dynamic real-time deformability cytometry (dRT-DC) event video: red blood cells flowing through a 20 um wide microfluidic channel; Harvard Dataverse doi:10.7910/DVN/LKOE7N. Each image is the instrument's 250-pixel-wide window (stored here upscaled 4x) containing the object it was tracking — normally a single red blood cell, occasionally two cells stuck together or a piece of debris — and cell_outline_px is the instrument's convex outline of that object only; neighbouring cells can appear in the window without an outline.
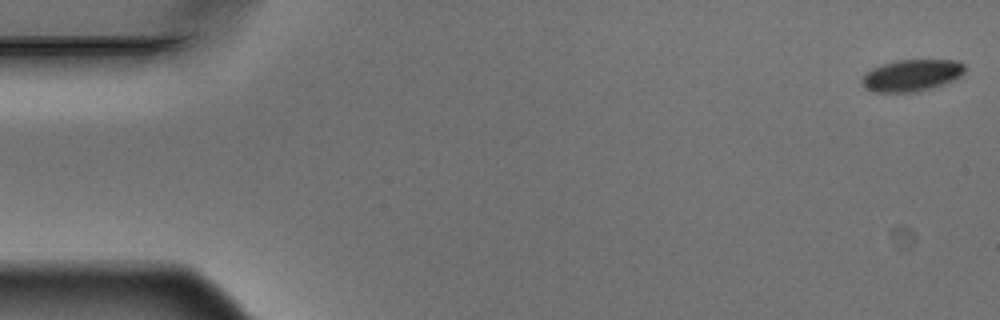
{"species": "Egyptian fruit bat (a non-hibernating species)", "species_latin": "Rousettus aegyptiacus", "temperature_condition": "warm", "stored_images_in_passage": 6, "segment_of_instrument_passage": [1, 2], "camera_frame_rate_fps": 3000, "um_per_image_px": 0.085, "animal": {"sex": "male"}, "frame": {"image": 1, "passage_image": 1, "time_ms": 0.0, "image_size_px": [1000, 320], "cell_outline_px": [[964, 72], [960, 76], [944, 84], [920, 92], [872, 92], [860, 80], [864, 72], [880, 64], [896, 60], [960, 60], [964, 64]], "centroid_in_image_um": [77.48, 6.4], "position_along_channel_um": 7.5, "area_um2": 19.25}}
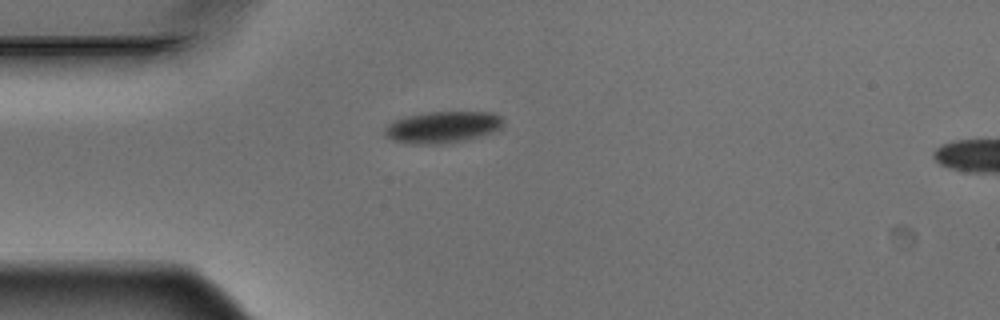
{"frame": {"image": 2, "passage_image": 5, "time_ms": 1.333, "image_size_px": [1000, 320], "cell_outline_px": [[504, 120], [500, 128], [492, 132], [464, 140], [440, 144], [412, 144], [392, 140], [384, 132], [388, 124], [396, 120], [408, 116], [432, 112], [492, 112], [500, 116]], "centroid_in_image_um": [37.63, 10.81], "position_along_channel_um": 47.4, "area_um2": 21.44}}